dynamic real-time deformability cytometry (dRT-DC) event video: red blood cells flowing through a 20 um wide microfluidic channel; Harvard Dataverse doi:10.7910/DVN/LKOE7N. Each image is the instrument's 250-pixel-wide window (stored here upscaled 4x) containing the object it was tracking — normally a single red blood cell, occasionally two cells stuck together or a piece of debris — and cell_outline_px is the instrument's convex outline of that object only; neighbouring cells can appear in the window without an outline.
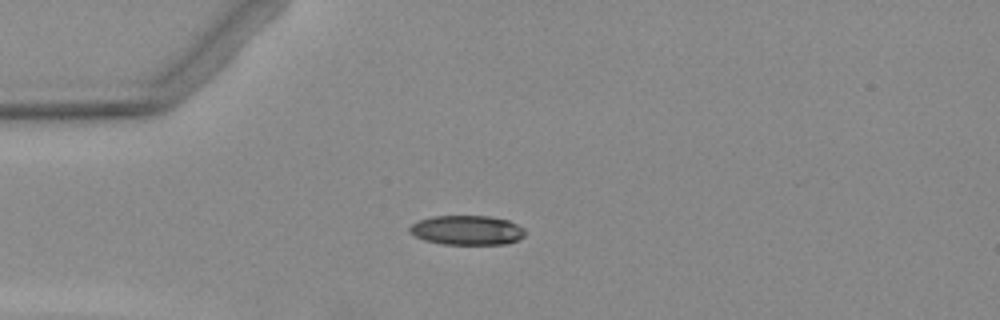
{"species": "Egyptian fruit bat (a non-hibernating species)", "species_latin": "Rousettus aegyptiacus", "temperature_condition": "warm", "stored_images_in_passage": 3, "camera_frame_rate_fps": 3000, "um_per_image_px": 0.085, "animal": {"sex": "female"}, "frame": {"image": 1, "passage_image": 3, "time_ms": 2.667, "image_size_px": [1000, 320], "cell_outline_px": [[524, 236], [508, 244], [444, 244], [424, 240], [408, 232], [408, 228], [416, 220], [432, 216], [488, 216], [508, 220], [524, 228]], "centroid_in_image_um": [39.66, 19.56], "position_along_channel_um": 45.3, "area_um2": 19.88}}